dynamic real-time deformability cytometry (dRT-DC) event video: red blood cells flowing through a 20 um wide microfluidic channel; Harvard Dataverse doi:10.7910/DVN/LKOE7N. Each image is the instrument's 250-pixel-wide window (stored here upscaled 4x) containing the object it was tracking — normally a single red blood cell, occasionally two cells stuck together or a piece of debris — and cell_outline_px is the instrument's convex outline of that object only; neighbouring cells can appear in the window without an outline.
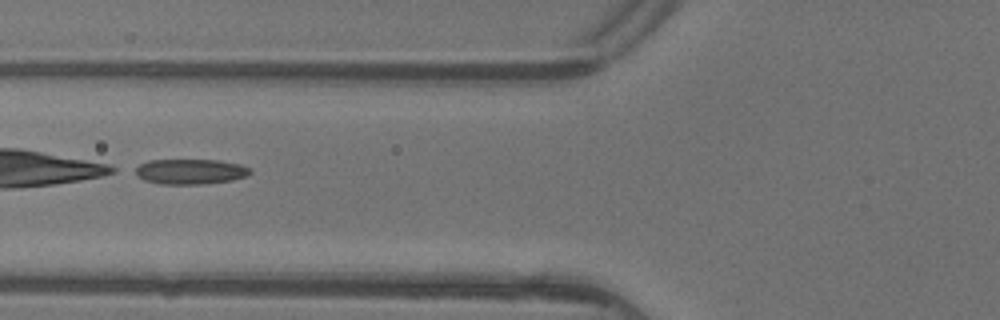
{"species": "common noctule bat (a hibernating species)", "species_latin": "Nyctalus noctula", "temperature_condition": "warm", "stored_images_in_passage": 7, "camera_frame_rate_fps": 3000, "um_per_image_px": 0.085, "animal": {"sex": "female"}, "frame": {"image": 1, "passage_image": 6, "time_ms": 1.667, "image_size_px": [1000, 320], "cell_outline_px": [[252, 172], [248, 176], [232, 180], [200, 184], [160, 184], [144, 180], [128, 172], [132, 168], [148, 160], [220, 160], [240, 164], [252, 168]], "centroid_in_image_um": [16.12, 14.58], "position_along_channel_um": 109.7, "area_um2": 17.34}}
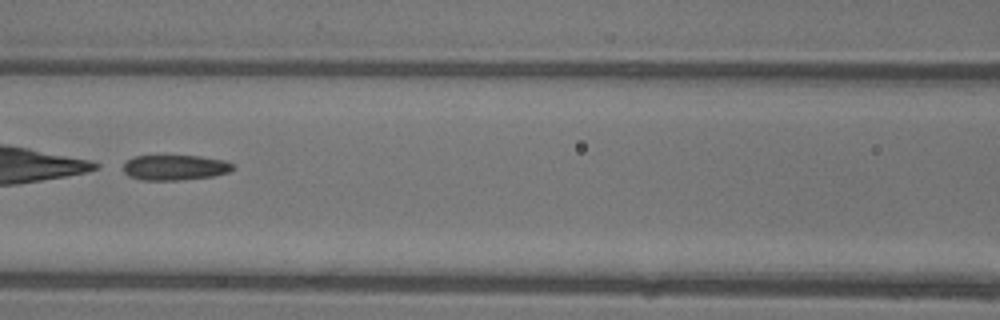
{"frame": {"image": 2, "passage_image": 7, "time_ms": 2.0, "image_size_px": [1000, 320], "cell_outline_px": [[236, 168], [228, 172], [212, 176], [180, 180], [140, 180], [128, 176], [124, 172], [124, 164], [128, 160], [136, 156], [200, 156], [224, 160], [232, 164]], "centroid_in_image_um": [14.87, 14.24], "position_along_channel_um": 151.7, "area_um2": 16.07}}